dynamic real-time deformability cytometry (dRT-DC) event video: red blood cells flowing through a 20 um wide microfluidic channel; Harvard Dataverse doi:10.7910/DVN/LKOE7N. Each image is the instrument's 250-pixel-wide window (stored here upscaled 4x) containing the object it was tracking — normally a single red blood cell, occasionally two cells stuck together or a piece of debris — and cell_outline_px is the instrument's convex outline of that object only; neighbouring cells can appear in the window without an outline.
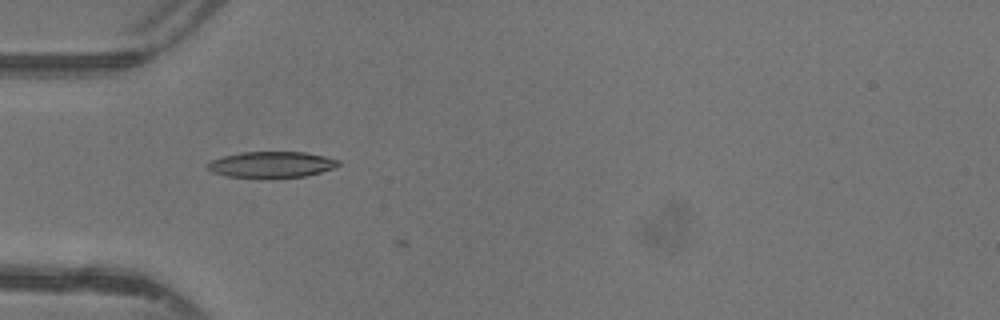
{"species": "common noctule bat (a hibernating species)", "species_latin": "Nyctalus noctula", "temperature_condition": "warm", "stored_images_in_passage": 5, "camera_frame_rate_fps": 3000, "um_per_image_px": 0.085, "animal": {"sex": "female"}, "frame": {"image": 1, "passage_image": 2, "time_ms": 0.333, "image_size_px": [1000, 320], "cell_outline_px": [[340, 164], [332, 168], [320, 172], [304, 176], [268, 180], [228, 176], [212, 172], [208, 168], [208, 164], [212, 160], [224, 156], [240, 152], [304, 152], [324, 156], [340, 160]], "centroid_in_image_um": [23.07, 14.02], "position_along_channel_um": 61.9, "area_um2": 20.23}}